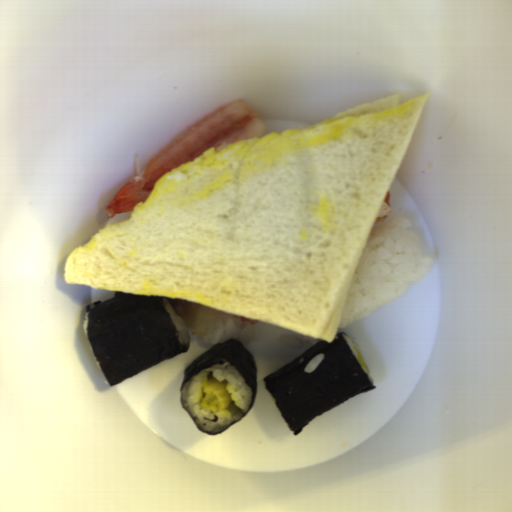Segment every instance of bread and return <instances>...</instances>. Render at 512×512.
<instances>
[{
	"mask_svg": "<svg viewBox=\"0 0 512 512\" xmlns=\"http://www.w3.org/2000/svg\"><path fill=\"white\" fill-rule=\"evenodd\" d=\"M431 93L213 146L73 249L67 284L195 301L327 342Z\"/></svg>",
	"mask_w": 512,
	"mask_h": 512,
	"instance_id": "1",
	"label": "bread"
}]
</instances>
